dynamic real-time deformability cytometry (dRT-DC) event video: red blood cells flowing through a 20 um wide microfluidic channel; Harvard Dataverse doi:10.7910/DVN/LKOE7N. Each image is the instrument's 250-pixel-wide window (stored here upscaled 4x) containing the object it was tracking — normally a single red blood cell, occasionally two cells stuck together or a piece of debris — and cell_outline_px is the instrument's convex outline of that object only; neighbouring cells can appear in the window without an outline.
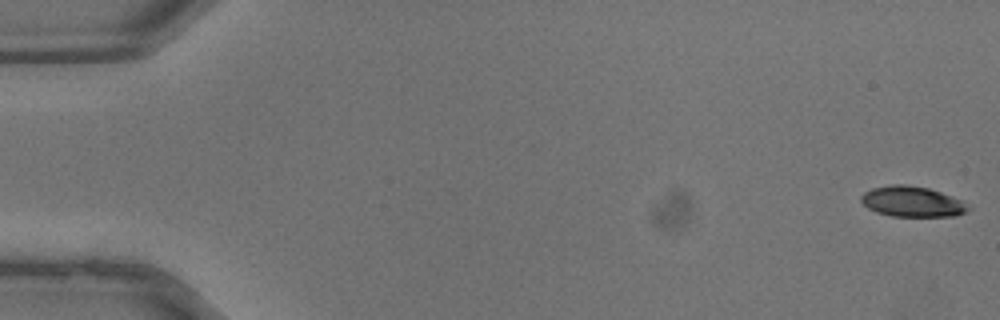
{"species": "common noctule bat (a hibernating species)", "species_latin": "Nyctalus noctula", "temperature_condition": "warm", "stored_images_in_passage": 38, "camera_frame_rate_fps": 3000, "um_per_image_px": 0.085, "animal": {"sex": "male", "body_mass_g": 13.3}, "frame": {"image": 1, "passage_image": 1, "time_ms": 0.0, "image_size_px": [1000, 320], "cell_outline_px": [[972, 208], [968, 212], [956, 216], [892, 216], [876, 212], [868, 208], [860, 200], [860, 196], [864, 192], [872, 188], [892, 184], [904, 184], [928, 188], [952, 196], [960, 200]], "centroid_in_image_um": [77.54, 17.14], "position_along_channel_um": 7.5, "area_um2": 19.07}}
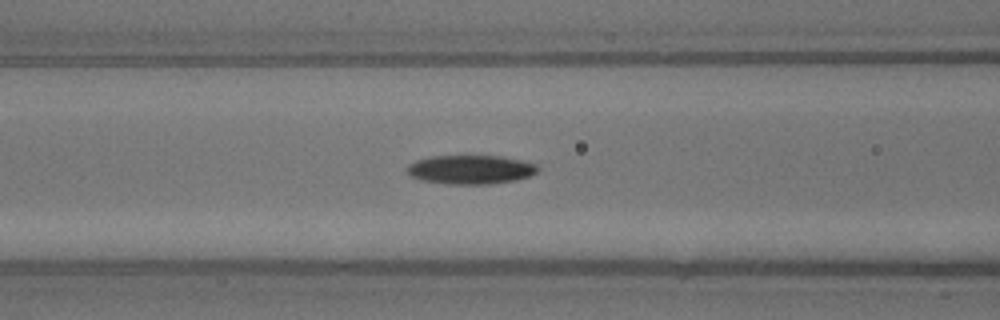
{"frame": {"image": 2, "passage_image": 16, "time_ms": 5.0, "image_size_px": [1000, 320], "cell_outline_px": [[540, 168], [536, 172], [528, 176], [516, 180], [488, 184], [448, 184], [420, 180], [412, 176], [404, 168], [408, 164], [416, 160], [428, 156], [500, 156], [520, 160], [536, 164]], "centroid_in_image_um": [39.96, 14.41], "position_along_channel_um": 126.6, "area_um2": 22.08}}
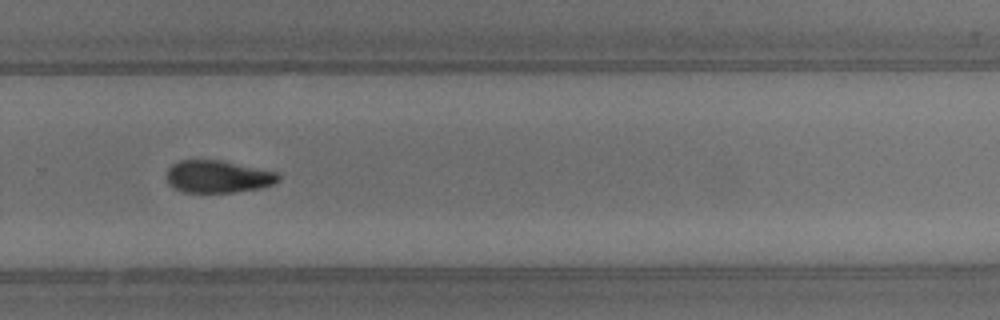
{"frame": {"image": 3, "passage_image": 26, "time_ms": 8.333, "image_size_px": [1000, 320], "cell_outline_px": [[280, 180], [272, 184], [260, 188], [232, 192], [184, 192], [172, 188], [168, 184], [164, 176], [168, 168], [172, 164], [180, 160], [220, 160], [276, 172], [280, 176]], "centroid_in_image_um": [18.45, 15.01], "position_along_channel_um": 311.3, "area_um2": 21.15}}